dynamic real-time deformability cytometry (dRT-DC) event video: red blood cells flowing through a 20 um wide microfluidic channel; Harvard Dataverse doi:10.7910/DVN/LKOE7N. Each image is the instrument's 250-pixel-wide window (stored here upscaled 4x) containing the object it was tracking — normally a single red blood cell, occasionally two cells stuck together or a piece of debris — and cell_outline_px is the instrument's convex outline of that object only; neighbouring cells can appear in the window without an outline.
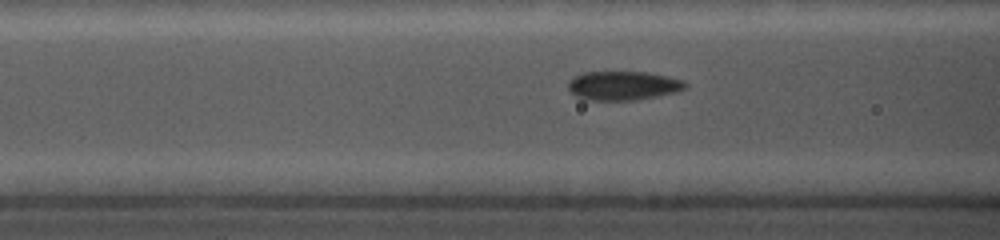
{"species": "common noctule bat (a hibernating species)", "species_latin": "Nyctalus noctula", "temperature_condition": "cold", "stored_images_in_passage": 6, "camera_frame_rate_fps": 5000, "um_per_image_px": 0.085, "animal": {"sex": "female", "body_mass_g": 19.0, "forearm_length_mm": 56.7}, "frame": {"image": 1, "passage_image": 4, "time_ms": 1.8, "image_size_px": [1000, 240], "cell_outline_px": [[688, 88], [676, 92], [636, 100], [584, 100], [576, 96], [568, 88], [568, 80], [584, 72], [648, 72], [680, 80], [688, 84]], "centroid_in_image_um": [52.95, 7.28], "position_along_channel_um": 113.7, "area_um2": 19.71}}